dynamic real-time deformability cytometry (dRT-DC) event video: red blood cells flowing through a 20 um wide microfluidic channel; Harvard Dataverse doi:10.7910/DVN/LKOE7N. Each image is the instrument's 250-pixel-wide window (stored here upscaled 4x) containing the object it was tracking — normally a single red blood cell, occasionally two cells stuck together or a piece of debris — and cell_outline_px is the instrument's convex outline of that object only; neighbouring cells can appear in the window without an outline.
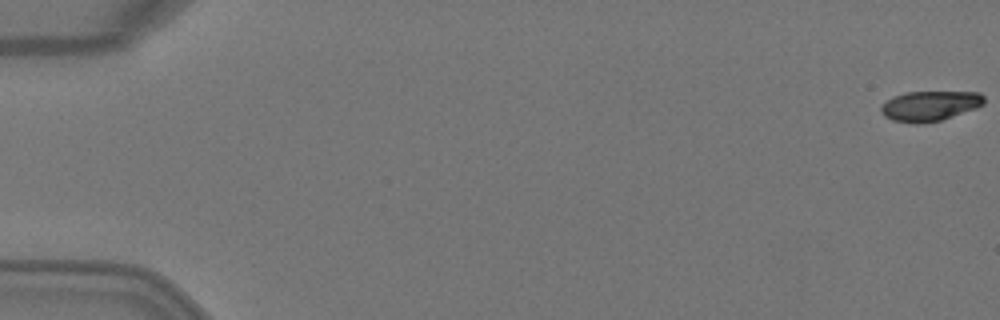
{"species": "Egyptian fruit bat (a non-hibernating species)", "species_latin": "Rousettus aegyptiacus", "temperature_condition": "warm", "stored_images_in_passage": 3, "camera_frame_rate_fps": 3000, "um_per_image_px": 0.085, "animal": {"sex": "female"}, "frame": {"image": 1, "passage_image": 1, "time_ms": 0.0, "image_size_px": [1000, 320], "cell_outline_px": [[984, 104], [976, 108], [940, 120], [920, 124], [916, 124], [892, 120], [884, 116], [880, 112], [880, 104], [892, 96], [904, 92], [980, 92], [984, 96]], "centroid_in_image_um": [78.98, 8.99], "position_along_channel_um": 6.0, "area_um2": 18.21}}